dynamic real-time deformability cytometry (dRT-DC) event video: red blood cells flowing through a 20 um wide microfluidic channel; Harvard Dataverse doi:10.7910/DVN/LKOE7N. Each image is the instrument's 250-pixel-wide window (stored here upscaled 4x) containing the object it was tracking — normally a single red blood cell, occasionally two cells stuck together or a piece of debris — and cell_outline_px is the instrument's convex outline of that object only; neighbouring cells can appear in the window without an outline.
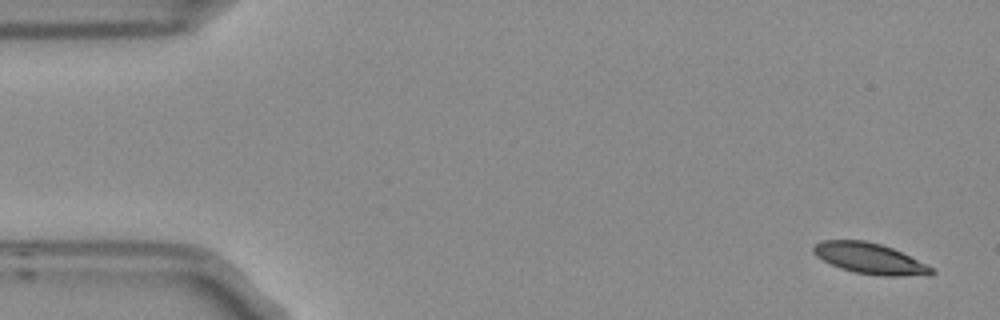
{"species": "Egyptian fruit bat (a non-hibernating species)", "species_latin": "Rousettus aegyptiacus", "temperature_condition": "room temperature", "stored_images_in_passage": 5, "camera_frame_rate_fps": 3000, "um_per_image_px": 0.085, "frame": {"image": 1, "passage_image": 1, "time_ms": 0.0, "image_size_px": [1000, 320], "cell_outline_px": [[936, 272], [900, 276], [884, 276], [856, 272], [840, 268], [816, 256], [812, 252], [812, 248], [820, 240], [864, 240], [880, 244], [892, 248], [932, 268]], "centroid_in_image_um": [73.83, 21.95], "position_along_channel_um": 11.2, "area_um2": 20.52}}
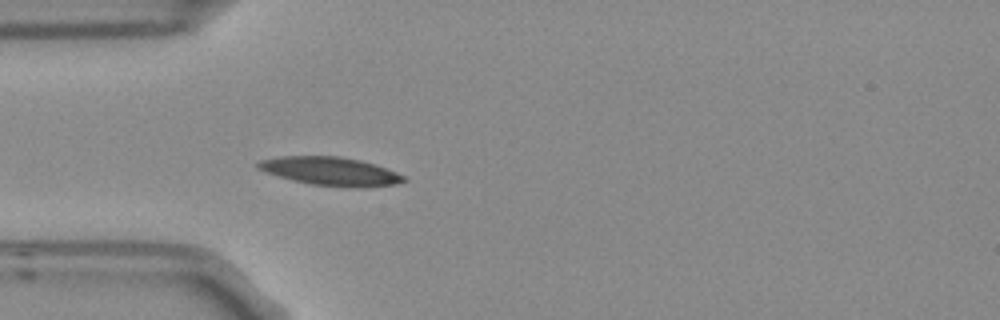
{"frame": {"image": 2, "passage_image": 5, "time_ms": 1.333, "image_size_px": [1000, 320], "cell_outline_px": [[408, 180], [396, 184], [360, 188], [308, 184], [292, 180], [264, 172], [256, 168], [256, 164], [260, 160], [280, 156], [340, 156], [360, 160], [376, 164], [396, 172], [404, 176]], "centroid_in_image_um": [28.08, 14.56], "position_along_channel_um": 56.9, "area_um2": 24.33}}